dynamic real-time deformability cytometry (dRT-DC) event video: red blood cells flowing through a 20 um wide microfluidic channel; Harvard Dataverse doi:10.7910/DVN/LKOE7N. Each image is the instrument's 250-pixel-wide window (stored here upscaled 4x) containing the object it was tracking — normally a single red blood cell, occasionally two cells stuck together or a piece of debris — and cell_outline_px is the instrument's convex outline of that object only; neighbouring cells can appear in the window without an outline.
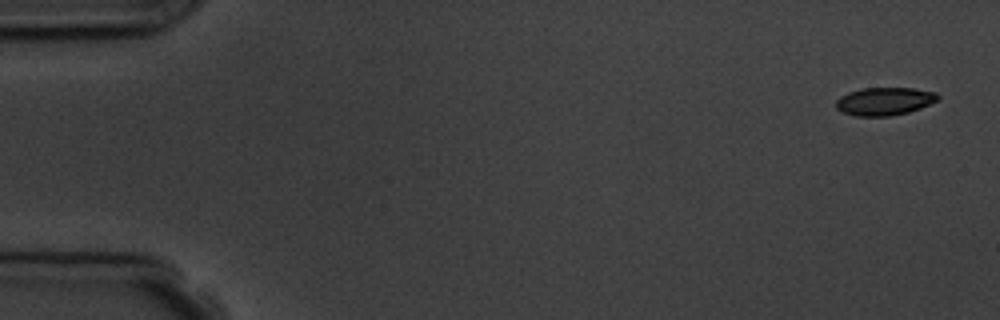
{"species": "common noctule bat (a hibernating species)", "species_latin": "Nyctalus noctula", "temperature_condition": "room temperature", "stored_images_in_passage": 4, "camera_frame_rate_fps": 3000, "um_per_image_px": 0.085, "animal": {"sex": "male", "body_mass_g": 19.5, "forearm_length_mm": 54.6}, "frame": {"image": 1, "passage_image": 1, "time_ms": 0.0, "image_size_px": [1000, 320], "cell_outline_px": [[940, 100], [920, 108], [908, 112], [892, 116], [856, 116], [844, 112], [836, 108], [836, 100], [840, 96], [848, 92], [860, 88], [912, 88], [936, 92], [940, 96]], "centroid_in_image_um": [75.2, 8.6], "position_along_channel_um": 9.8, "area_um2": 16.7}}
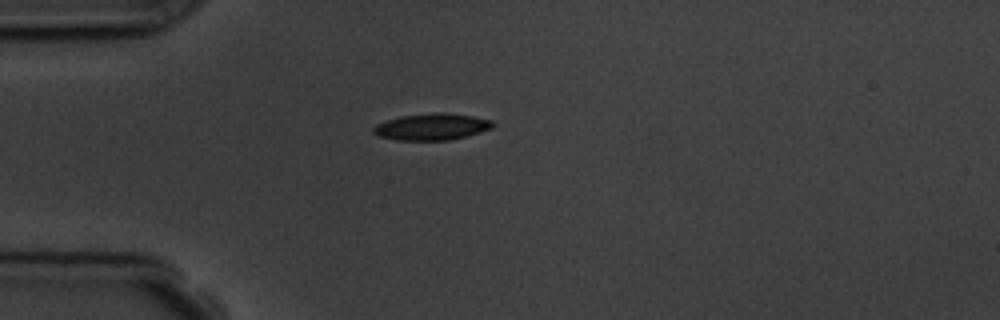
{"frame": {"image": 2, "passage_image": 4, "time_ms": 4.333, "image_size_px": [1000, 320], "cell_outline_px": [[496, 124], [492, 128], [480, 132], [448, 140], [396, 140], [376, 136], [372, 132], [372, 128], [376, 124], [400, 116], [440, 112], [444, 112], [472, 116], [492, 120]], "centroid_in_image_um": [36.68, 10.77], "position_along_channel_um": 48.3, "area_um2": 18.5}}